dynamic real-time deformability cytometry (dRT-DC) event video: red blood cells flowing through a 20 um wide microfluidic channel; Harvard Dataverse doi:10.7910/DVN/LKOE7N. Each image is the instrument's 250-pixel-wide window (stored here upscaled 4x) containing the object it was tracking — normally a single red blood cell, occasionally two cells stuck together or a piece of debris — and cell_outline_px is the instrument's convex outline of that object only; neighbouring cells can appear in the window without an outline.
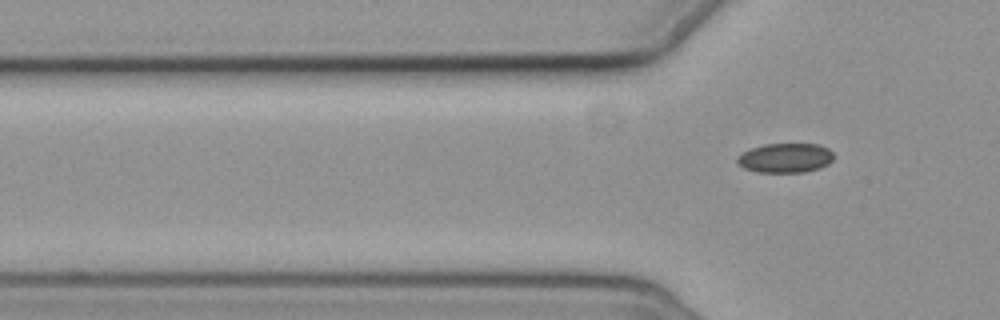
{"species": "common noctule bat (a hibernating species)", "species_latin": "Nyctalus noctula", "temperature_condition": "cold", "stored_images_in_passage": 4, "segment_of_instrument_passage": [2, 2], "camera_frame_rate_fps": 3000, "um_per_image_px": 0.085, "animal": {"sex": "female", "body_mass_g": 19.3, "forearm_length_mm": 54.1}, "frame": {"image": 1, "passage_image": 4, "time_ms": 4.333, "image_size_px": [1000, 320], "cell_outline_px": [[832, 160], [828, 164], [820, 168], [804, 172], [756, 172], [744, 168], [736, 160], [736, 156], [752, 148], [764, 144], [820, 144], [828, 148], [832, 152]], "centroid_in_image_um": [66.76, 13.42], "position_along_channel_um": 59.0, "area_um2": 16.53}}